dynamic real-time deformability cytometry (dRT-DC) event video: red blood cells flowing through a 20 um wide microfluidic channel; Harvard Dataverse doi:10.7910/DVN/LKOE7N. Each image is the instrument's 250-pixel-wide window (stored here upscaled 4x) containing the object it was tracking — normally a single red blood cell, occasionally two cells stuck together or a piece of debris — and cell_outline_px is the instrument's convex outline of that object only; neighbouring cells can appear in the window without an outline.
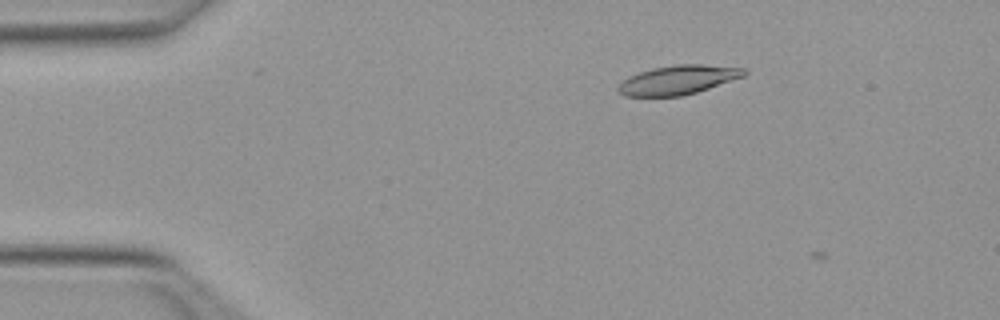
{"species": "Egyptian fruit bat (a non-hibernating species)", "species_latin": "Rousettus aegyptiacus", "temperature_condition": "warm", "stored_images_in_passage": 9, "camera_frame_rate_fps": 3000, "um_per_image_px": 0.085, "animal": {"sex": "female"}, "frame": {"image": 1, "passage_image": 6, "time_ms": 1.667, "image_size_px": [1000, 320], "cell_outline_px": [[748, 72], [744, 76], [696, 92], [680, 96], [624, 96], [616, 88], [628, 76], [652, 68], [676, 64], [704, 64], [744, 68]], "centroid_in_image_um": [57.63, 6.78], "position_along_channel_um": 27.4, "area_um2": 21.21}}